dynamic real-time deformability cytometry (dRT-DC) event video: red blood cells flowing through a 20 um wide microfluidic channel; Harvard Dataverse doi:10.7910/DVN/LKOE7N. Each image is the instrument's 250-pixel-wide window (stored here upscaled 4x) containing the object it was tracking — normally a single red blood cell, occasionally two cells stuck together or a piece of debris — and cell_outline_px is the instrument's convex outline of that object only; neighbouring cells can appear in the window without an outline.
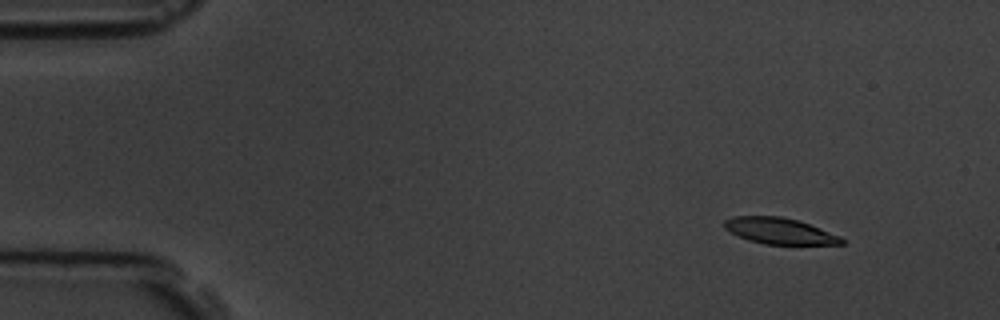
{"species": "common noctule bat (a hibernating species)", "species_latin": "Nyctalus noctula", "temperature_condition": "room temperature", "stored_images_in_passage": 5, "camera_frame_rate_fps": 3000, "um_per_image_px": 0.085, "animal": {"sex": "male", "body_mass_g": 19.5, "forearm_length_mm": 54.6}, "frame": {"image": 1, "passage_image": 2, "time_ms": 1.333, "image_size_px": [1000, 320], "cell_outline_px": [[844, 244], [764, 244], [748, 240], [724, 228], [724, 220], [732, 216], [780, 216], [800, 220], [840, 236], [844, 240]], "centroid_in_image_um": [66.26, 19.62], "position_along_channel_um": 18.7, "area_um2": 17.8}}
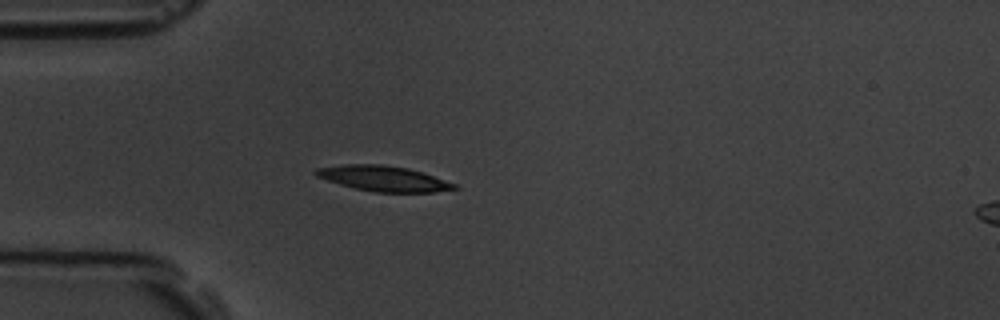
{"frame": {"image": 2, "passage_image": 5, "time_ms": 4.667, "image_size_px": [1000, 320], "cell_outline_px": [[460, 188], [432, 192], [372, 192], [340, 184], [316, 176], [312, 172], [316, 168], [344, 164], [384, 164], [408, 168], [456, 184]], "centroid_in_image_um": [32.56, 15.17], "position_along_channel_um": 52.4, "area_um2": 20.29}}